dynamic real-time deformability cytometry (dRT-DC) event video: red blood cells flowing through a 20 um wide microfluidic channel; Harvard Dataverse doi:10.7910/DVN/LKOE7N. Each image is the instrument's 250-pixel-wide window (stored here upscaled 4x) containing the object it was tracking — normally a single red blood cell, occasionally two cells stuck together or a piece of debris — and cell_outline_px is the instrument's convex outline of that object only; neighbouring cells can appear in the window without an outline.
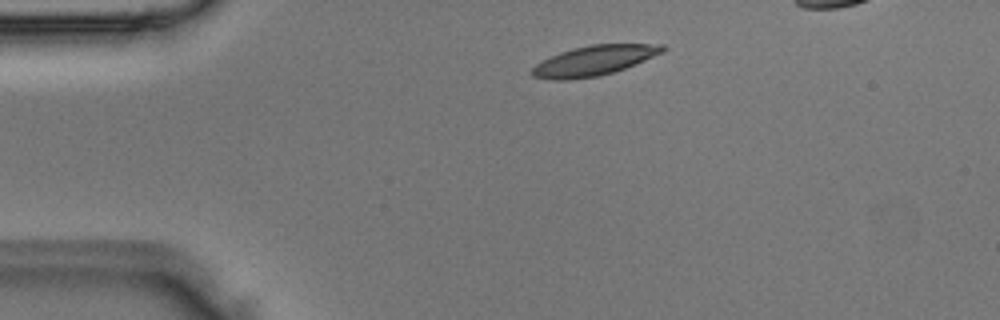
{"species": "Egyptian fruit bat (a non-hibernating species)", "species_latin": "Rousettus aegyptiacus", "temperature_condition": "room temperature", "stored_images_in_passage": 3, "camera_frame_rate_fps": 3000, "um_per_image_px": 0.085, "animal": {"sex": "male"}, "frame": {"image": 1, "passage_image": 1, "time_ms": 0.0, "image_size_px": [1000, 320], "cell_outline_px": [[668, 48], [664, 52], [624, 68], [612, 72], [596, 76], [568, 80], [552, 80], [532, 76], [528, 72], [536, 64], [560, 52], [572, 48], [592, 44], [664, 44]], "centroid_in_image_um": [50.48, 5.14], "position_along_channel_um": 34.5, "area_um2": 22.66}}